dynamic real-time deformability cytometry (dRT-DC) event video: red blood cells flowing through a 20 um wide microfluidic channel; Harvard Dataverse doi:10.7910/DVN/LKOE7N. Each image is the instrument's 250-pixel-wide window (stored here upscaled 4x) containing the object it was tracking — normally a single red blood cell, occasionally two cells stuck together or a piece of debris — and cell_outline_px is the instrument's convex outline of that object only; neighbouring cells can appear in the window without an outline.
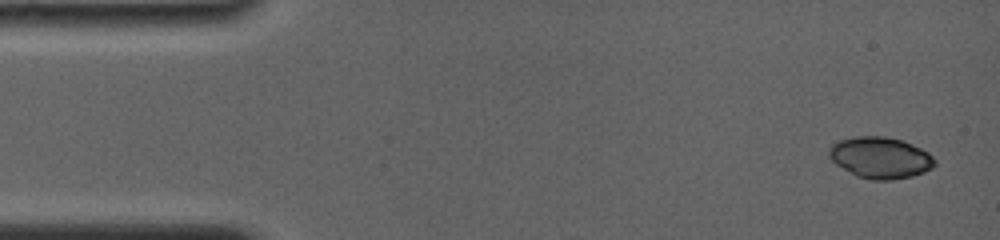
{"species": "common noctule bat (a hibernating species)", "species_latin": "Nyctalus noctula", "temperature_condition": "room temperature", "stored_images_in_passage": 33, "camera_frame_rate_fps": 4000, "um_per_image_px": 0.085, "animal": {"sex": "female", "body_mass_g": 19.0, "forearm_length_mm": 56.7}, "frame": {"image": 1, "passage_image": 1, "time_ms": 0.0, "image_size_px": [1000, 240], "cell_outline_px": [[936, 164], [932, 168], [924, 172], [912, 176], [892, 180], [872, 180], [856, 176], [836, 164], [828, 156], [828, 148], [832, 144], [840, 140], [856, 136], [884, 136], [904, 140], [928, 152], [936, 160]], "centroid_in_image_um": [74.83, 13.4], "position_along_channel_um": 10.2, "area_um2": 25.66}}
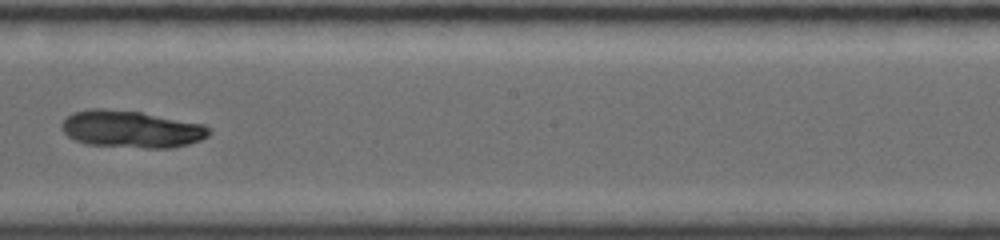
{"frame": {"image": 2, "passage_image": 18, "time_ms": 8.75, "image_size_px": [1000, 240], "cell_outline_px": [[212, 132], [208, 136], [200, 140], [188, 144], [172, 148], [148, 148], [88, 144], [76, 140], [68, 136], [60, 128], [60, 124], [72, 112], [92, 108], [104, 108], [140, 112], [204, 124], [212, 128]], "centroid_in_image_um": [11.18, 10.97], "position_along_channel_um": 237.0, "area_um2": 31.96}}
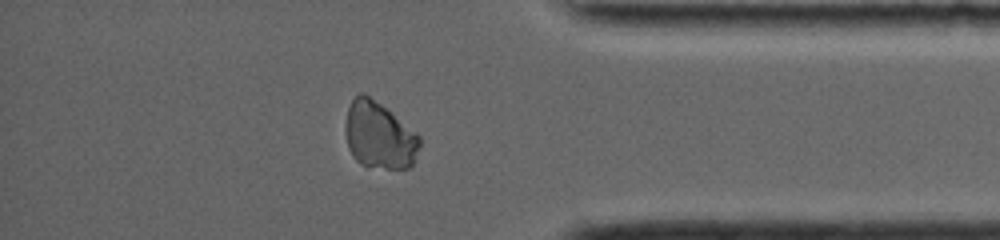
{"frame": {"image": 3, "passage_image": 30, "time_ms": 13.25, "image_size_px": [1000, 240], "cell_outline_px": [[420, 144], [412, 164], [408, 168], [388, 168], [360, 164], [356, 160], [348, 148], [344, 128], [344, 124], [348, 108], [352, 100], [360, 92], [364, 92], [380, 104], [416, 132], [420, 136]], "centroid_in_image_um": [32.2, 11.5], "position_along_channel_um": 403.0, "area_um2": 28.67}}